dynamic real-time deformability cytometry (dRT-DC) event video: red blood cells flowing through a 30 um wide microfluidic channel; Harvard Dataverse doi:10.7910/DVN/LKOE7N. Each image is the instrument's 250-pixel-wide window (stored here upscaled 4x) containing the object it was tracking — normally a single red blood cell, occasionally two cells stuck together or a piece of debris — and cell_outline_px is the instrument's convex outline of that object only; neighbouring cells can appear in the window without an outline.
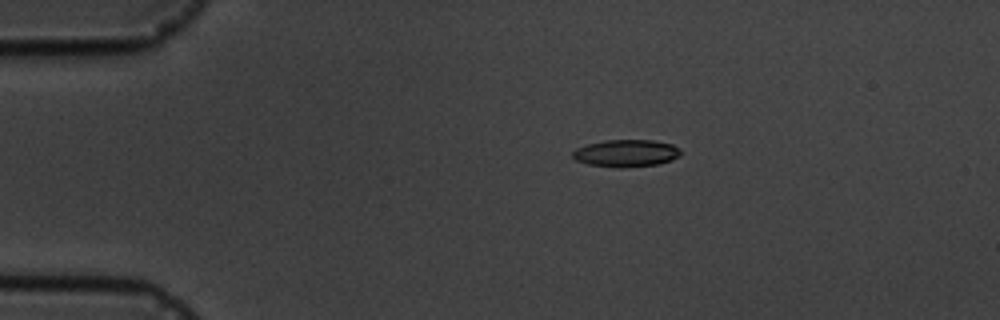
{"species": "common noctule bat (a hibernating species)", "species_latin": "Nyctalus noctula", "temperature_condition": "cold", "stored_images_in_passage": 5, "camera_frame_rate_fps": 3000, "um_per_image_px": 0.085, "animal": {"sex": "male", "body_mass_g": 19.5, "forearm_length_mm": 54.6}, "frame": {"image": 1, "passage_image": 3, "time_ms": 2.333, "image_size_px": [1000, 320], "cell_outline_px": [[680, 156], [672, 160], [656, 164], [624, 168], [620, 168], [588, 164], [576, 160], [572, 156], [572, 152], [576, 148], [588, 144], [604, 140], [652, 140], [672, 144], [680, 148]], "centroid_in_image_um": [53.22, 13.02], "position_along_channel_um": 31.8, "area_um2": 17.17}}
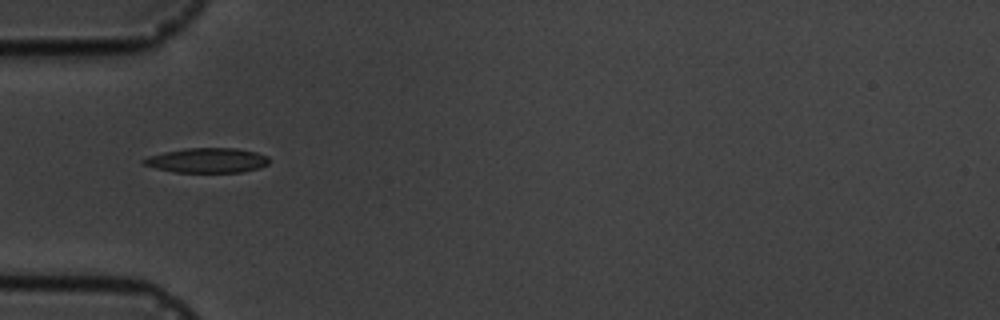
{"frame": {"image": 2, "passage_image": 5, "time_ms": 4.667, "image_size_px": [1000, 320], "cell_outline_px": [[268, 164], [260, 168], [240, 172], [172, 172], [156, 168], [144, 164], [140, 160], [148, 156], [164, 152], [184, 148], [236, 148], [256, 152], [268, 156]], "centroid_in_image_um": [17.6, 13.63], "position_along_channel_um": 67.4, "area_um2": 18.15}}